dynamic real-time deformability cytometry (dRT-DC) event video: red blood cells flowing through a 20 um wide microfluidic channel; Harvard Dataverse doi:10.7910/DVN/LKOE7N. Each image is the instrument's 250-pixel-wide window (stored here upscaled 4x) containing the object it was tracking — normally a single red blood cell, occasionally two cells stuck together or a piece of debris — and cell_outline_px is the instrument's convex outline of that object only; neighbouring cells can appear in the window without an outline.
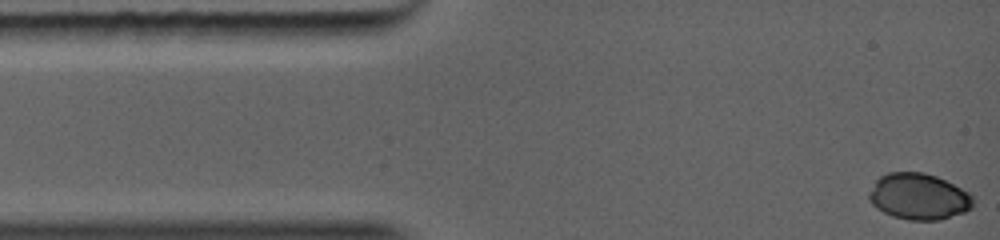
{"species": "common noctule bat (a hibernating species)", "species_latin": "Nyctalus noctula", "temperature_condition": "warm", "stored_images_in_passage": 22, "camera_frame_rate_fps": 5000, "um_per_image_px": 0.085, "animal": {"sex": "female", "body_mass_g": 19.0, "forearm_length_mm": 56.7}, "frame": {"image": 1, "passage_image": 1, "time_ms": 0.0, "image_size_px": [1000, 240], "cell_outline_px": [[976, 200], [972, 208], [964, 212], [940, 220], [908, 220], [892, 216], [876, 208], [868, 200], [868, 192], [876, 180], [880, 176], [888, 172], [924, 172], [936, 176], [968, 192]], "centroid_in_image_um": [78.08, 16.71], "position_along_channel_um": 6.9, "area_um2": 28.21}}
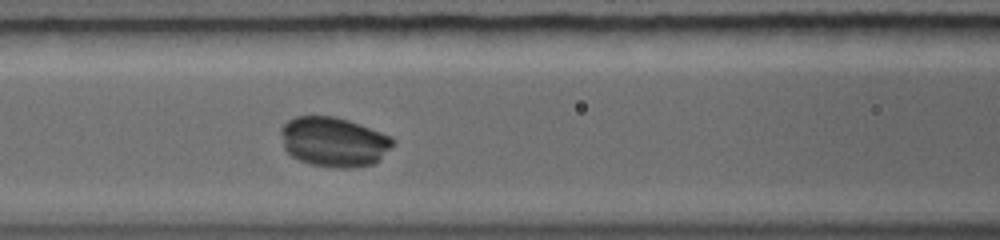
{"frame": {"image": 2, "passage_image": 10, "time_ms": 4.2, "image_size_px": [1000, 240], "cell_outline_px": [[392, 144], [380, 160], [376, 164], [356, 168], [332, 168], [308, 164], [296, 160], [284, 148], [284, 128], [292, 120], [300, 116], [328, 116], [344, 120], [388, 136], [392, 140]], "centroid_in_image_um": [28.38, 12.13], "position_along_channel_um": 138.2, "area_um2": 31.39}}
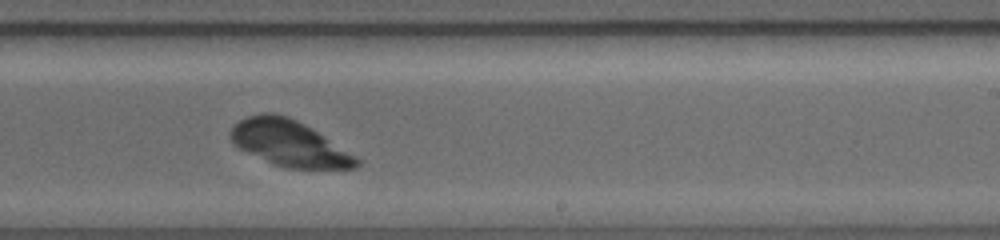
{"frame": {"image": 3, "passage_image": 16, "time_ms": 6.8, "image_size_px": [1000, 240], "cell_outline_px": [[360, 164], [356, 168], [284, 168], [272, 164], [240, 148], [232, 140], [232, 132], [236, 124], [248, 116], [264, 112], [272, 112], [284, 116], [308, 128], [360, 160]], "centroid_in_image_um": [24.55, 12.21], "position_along_channel_um": 264.4, "area_um2": 32.08}}